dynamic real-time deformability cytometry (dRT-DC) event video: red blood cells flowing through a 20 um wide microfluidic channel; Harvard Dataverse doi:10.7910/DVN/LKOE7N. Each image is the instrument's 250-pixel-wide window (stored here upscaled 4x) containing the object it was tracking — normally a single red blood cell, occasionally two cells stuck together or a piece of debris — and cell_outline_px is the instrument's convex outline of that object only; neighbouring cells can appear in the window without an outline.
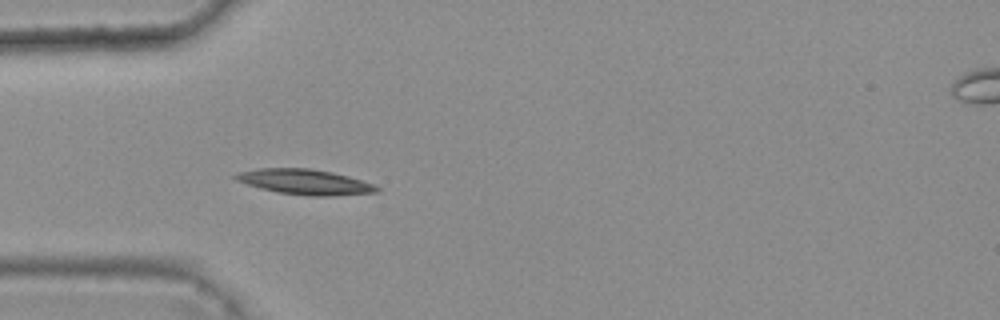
{"species": "common noctule bat (a hibernating species)", "species_latin": "Nyctalus noctula", "temperature_condition": "warm", "stored_images_in_passage": 7, "camera_frame_rate_fps": 3000, "um_per_image_px": 0.085, "animal": {"sex": "female", "body_mass_g": 25.1}, "frame": {"image": 1, "passage_image": 6, "time_ms": 1.667, "image_size_px": [1000, 320], "cell_outline_px": [[380, 192], [332, 196], [308, 196], [276, 192], [260, 188], [236, 180], [232, 176], [236, 172], [256, 168], [308, 168], [332, 172], [348, 176], [372, 184], [380, 188]], "centroid_in_image_um": [25.88, 15.46], "position_along_channel_um": 59.1, "area_um2": 20.87}}